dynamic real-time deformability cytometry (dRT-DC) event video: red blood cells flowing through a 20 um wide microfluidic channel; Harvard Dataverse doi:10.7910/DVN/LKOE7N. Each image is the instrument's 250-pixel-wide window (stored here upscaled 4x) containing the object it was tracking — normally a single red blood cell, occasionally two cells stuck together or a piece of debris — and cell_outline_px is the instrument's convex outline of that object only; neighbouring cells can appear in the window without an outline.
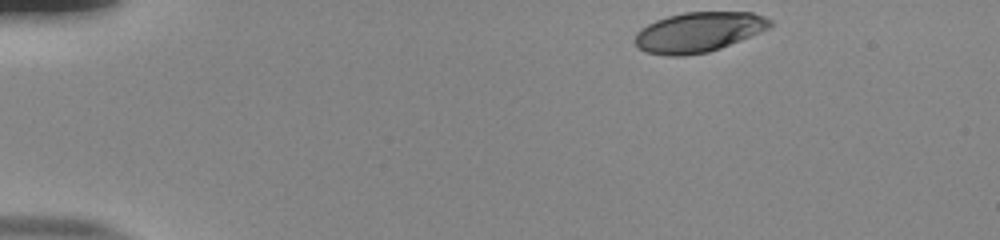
{"species": "human", "species_latin": "Homo sapiens", "temperature_condition": "room temperature", "stored_images_in_passage": 40, "camera_frame_rate_fps": 3000, "um_per_image_px": 0.085, "donor": {"sex": "male"}, "frame": {"image": 1, "passage_image": 1, "time_ms": 0.0, "image_size_px": [1000, 240], "cell_outline_px": [[772, 24], [768, 28], [760, 32], [720, 48], [708, 52], [684, 56], [668, 56], [644, 52], [636, 48], [636, 32], [640, 28], [656, 20], [668, 16], [684, 12], [752, 12], [764, 16], [772, 20]], "centroid_in_image_um": [59.35, 2.73], "position_along_channel_um": 25.7, "area_um2": 31.5}}
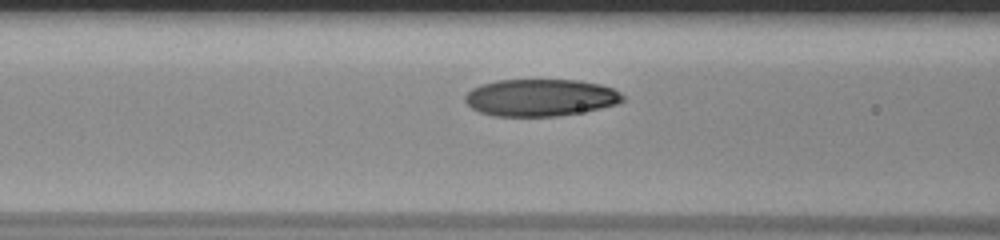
{"frame": {"image": 2, "passage_image": 16, "time_ms": 5.0, "image_size_px": [1000, 240], "cell_outline_px": [[624, 100], [616, 104], [584, 112], [556, 116], [492, 116], [480, 112], [472, 108], [464, 100], [464, 96], [472, 88], [480, 84], [496, 80], [576, 80], [600, 84], [612, 88], [620, 92], [624, 96]], "centroid_in_image_um": [45.92, 8.29], "position_along_channel_um": 120.7, "area_um2": 34.22}}
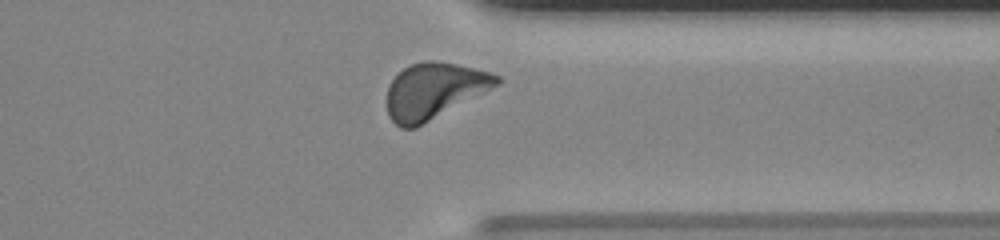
{"frame": {"image": 3, "passage_image": 36, "time_ms": 11.667, "image_size_px": [1000, 240], "cell_outline_px": [[500, 84], [416, 128], [400, 128], [388, 116], [388, 84], [404, 68], [412, 64], [424, 60], [432, 60], [456, 64], [492, 72], [500, 76]], "centroid_in_image_um": [36.9, 7.71], "position_along_channel_um": 374.5, "area_um2": 35.55}, "authors_computed_cell_mechanics": {"area_um2": 34.1887, "velocity_mm_per_s": 3.8213, "shape_relaxation_time_tau1_ms": 2.8086, "shape_relaxation_time_tau2_ms": 1.7301, "deformation_change_tau1": 0.1476, "deformation_change_tau2": 0.0675}}